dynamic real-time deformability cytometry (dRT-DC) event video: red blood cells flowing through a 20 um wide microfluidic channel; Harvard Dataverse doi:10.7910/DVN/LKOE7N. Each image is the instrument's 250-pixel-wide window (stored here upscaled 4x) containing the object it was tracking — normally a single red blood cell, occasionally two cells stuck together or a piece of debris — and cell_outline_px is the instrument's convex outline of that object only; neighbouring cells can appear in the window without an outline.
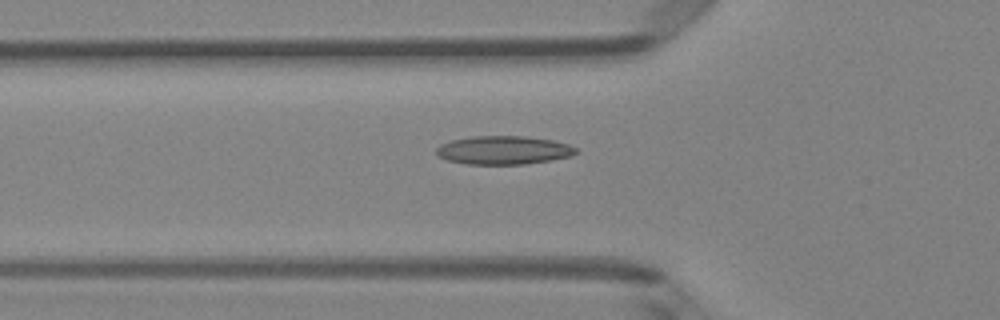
{"species": "Egyptian fruit bat (a non-hibernating species)", "species_latin": "Rousettus aegyptiacus", "temperature_condition": "room temperature", "stored_images_in_passage": 37, "camera_frame_rate_fps": 3000, "um_per_image_px": 0.085, "animal": {"sex": "female"}, "frame": {"image": 1, "passage_image": 4, "time_ms": 1.0, "image_size_px": [1000, 320], "cell_outline_px": [[576, 152], [572, 156], [552, 160], [524, 164], [468, 164], [448, 160], [436, 156], [436, 148], [440, 144], [452, 140], [472, 136], [524, 136], [552, 140], [568, 144], [576, 148]], "centroid_in_image_um": [42.78, 12.76], "position_along_channel_um": 83.0, "area_um2": 23.18}}
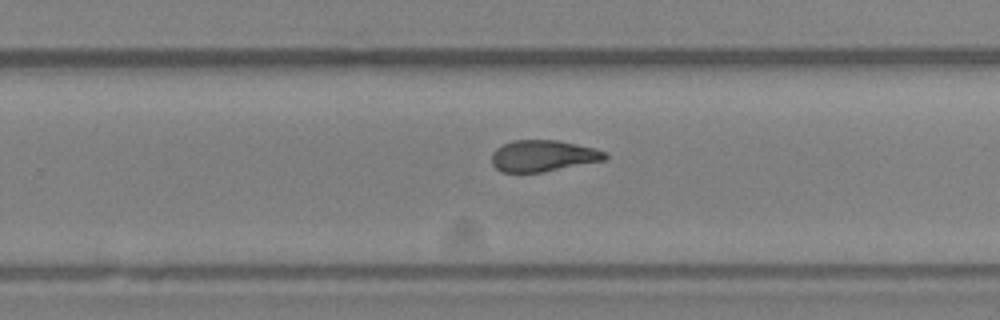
{"frame": {"image": 2, "passage_image": 19, "time_ms": 6.0, "image_size_px": [1000, 320], "cell_outline_px": [[608, 156], [604, 160], [544, 172], [500, 172], [492, 164], [492, 152], [496, 148], [512, 140], [556, 140], [576, 144], [608, 152]], "centroid_in_image_um": [46.14, 13.25], "position_along_channel_um": 283.7, "area_um2": 20.69}}
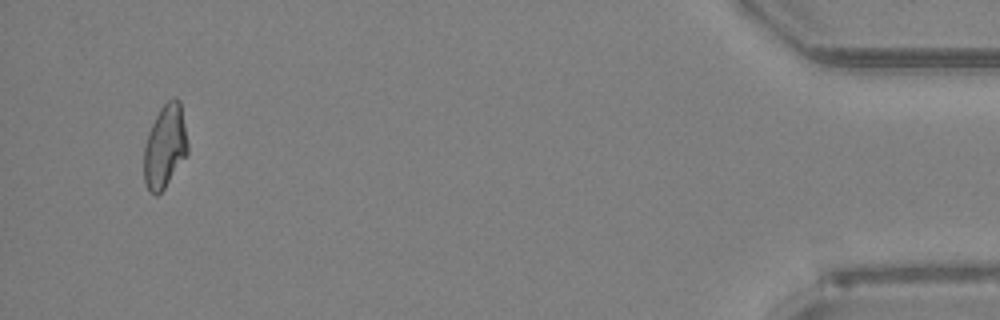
{"frame": {"image": 3, "passage_image": 35, "time_ms": 11.333, "image_size_px": [1000, 320], "cell_outline_px": [[188, 152], [164, 188], [156, 196], [148, 192], [144, 184], [144, 144], [148, 132], [160, 108], [172, 96], [176, 96], [180, 100], [188, 144]], "centroid_in_image_um": [14.0, 12.43], "position_along_channel_um": 421.2, "area_um2": 21.33}}